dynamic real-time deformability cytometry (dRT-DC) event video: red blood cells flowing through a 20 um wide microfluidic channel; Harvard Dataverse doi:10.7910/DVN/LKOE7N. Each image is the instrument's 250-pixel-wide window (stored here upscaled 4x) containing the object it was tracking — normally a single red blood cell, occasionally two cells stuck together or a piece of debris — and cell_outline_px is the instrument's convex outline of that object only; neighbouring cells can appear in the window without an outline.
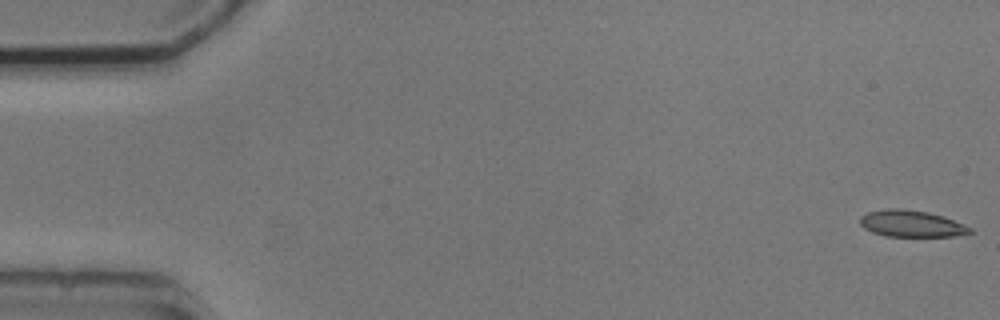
{"species": "common noctule bat (a hibernating species)", "species_latin": "Nyctalus noctula", "temperature_condition": "cold", "stored_images_in_passage": 6, "camera_frame_rate_fps": 3000, "um_per_image_px": 0.085, "animal": {"sex": "male", "body_mass_g": 20.5, "forearm_length_mm": 52.5}, "frame": {"image": 1, "passage_image": 1, "time_ms": 0.0, "image_size_px": [1000, 320], "cell_outline_px": [[972, 232], [952, 236], [884, 236], [872, 232], [864, 228], [860, 224], [860, 216], [868, 212], [884, 208], [904, 208], [928, 212], [944, 216], [972, 228]], "centroid_in_image_um": [77.43, 18.99], "position_along_channel_um": 7.6, "area_um2": 17.11}}
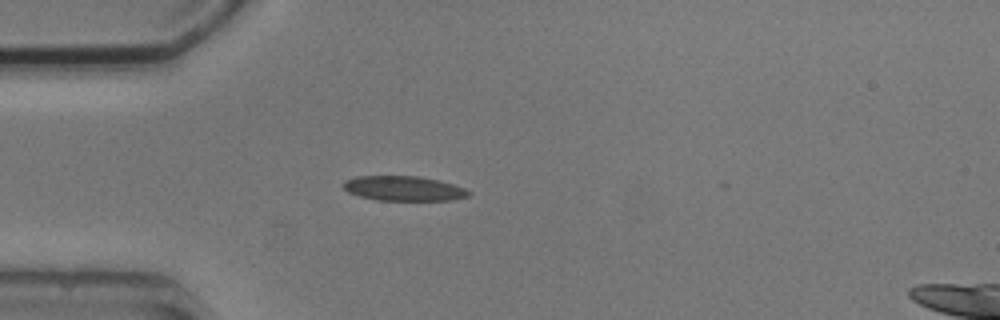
{"frame": {"image": 2, "passage_image": 4, "time_ms": 4.667, "image_size_px": [1000, 320], "cell_outline_px": [[472, 192], [468, 196], [448, 200], [376, 200], [360, 196], [348, 192], [340, 184], [344, 180], [356, 176], [420, 176], [440, 180], [464, 188]], "centroid_in_image_um": [34.27, 16.01], "position_along_channel_um": 50.7, "area_um2": 18.15}}